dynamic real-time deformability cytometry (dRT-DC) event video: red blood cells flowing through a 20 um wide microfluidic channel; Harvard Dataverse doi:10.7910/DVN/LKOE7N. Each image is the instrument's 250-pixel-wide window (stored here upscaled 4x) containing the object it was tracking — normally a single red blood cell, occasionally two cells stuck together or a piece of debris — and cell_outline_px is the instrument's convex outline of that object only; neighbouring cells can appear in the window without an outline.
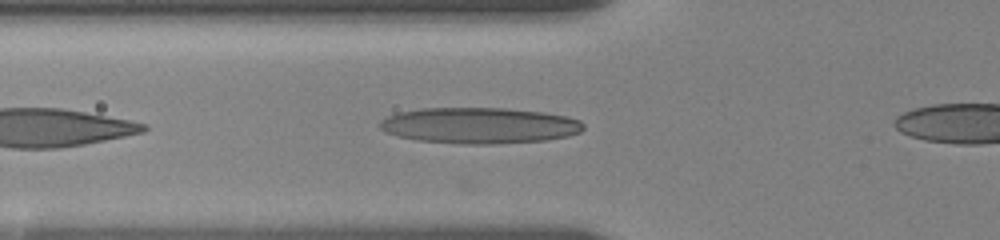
{"species": "human", "species_latin": "Homo sapiens", "temperature_condition": "room temperature", "stored_images_in_passage": 33, "camera_frame_rate_fps": 3000, "um_per_image_px": 0.085, "donor": {"sex": "female"}, "frame": {"image": 1, "passage_image": 4, "time_ms": 1.0, "image_size_px": [1000, 240], "cell_outline_px": [[584, 128], [580, 132], [568, 136], [548, 140], [492, 144], [460, 144], [416, 140], [396, 136], [384, 132], [380, 128], [380, 120], [388, 116], [400, 112], [420, 108], [504, 108], [544, 112], [568, 116], [580, 120], [584, 124]], "centroid_in_image_um": [40.76, 10.67], "position_along_channel_um": 85.0, "area_um2": 43.06}}
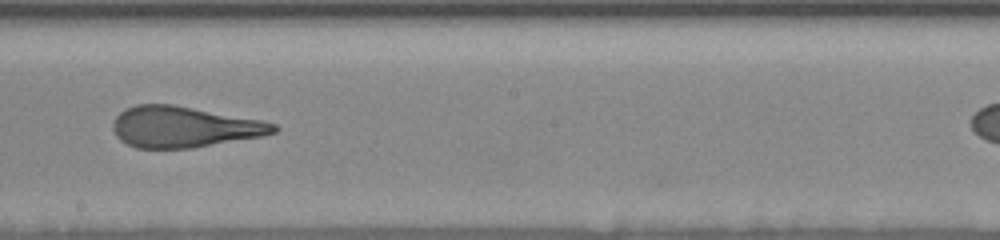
{"frame": {"image": 2, "passage_image": 16, "time_ms": 5.0, "image_size_px": [1000, 240], "cell_outline_px": [[280, 128], [276, 132], [260, 136], [192, 148], [136, 148], [120, 140], [116, 136], [112, 128], [112, 124], [116, 116], [124, 108], [136, 104], [172, 104], [264, 120], [276, 124]], "centroid_in_image_um": [15.62, 10.78], "position_along_channel_um": 232.6, "area_um2": 38.49}}
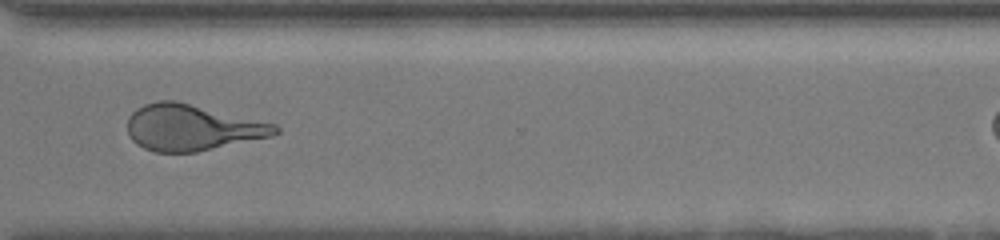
{"frame": {"image": 3, "passage_image": 26, "time_ms": 8.333, "image_size_px": [1000, 240], "cell_outline_px": [[280, 132], [272, 136], [196, 152], [156, 152], [144, 148], [136, 144], [132, 140], [128, 132], [128, 116], [136, 108], [144, 104], [160, 100], [176, 100], [276, 124], [280, 128]], "centroid_in_image_um": [16.31, 10.83], "position_along_channel_um": 354.3, "area_um2": 39.71}}